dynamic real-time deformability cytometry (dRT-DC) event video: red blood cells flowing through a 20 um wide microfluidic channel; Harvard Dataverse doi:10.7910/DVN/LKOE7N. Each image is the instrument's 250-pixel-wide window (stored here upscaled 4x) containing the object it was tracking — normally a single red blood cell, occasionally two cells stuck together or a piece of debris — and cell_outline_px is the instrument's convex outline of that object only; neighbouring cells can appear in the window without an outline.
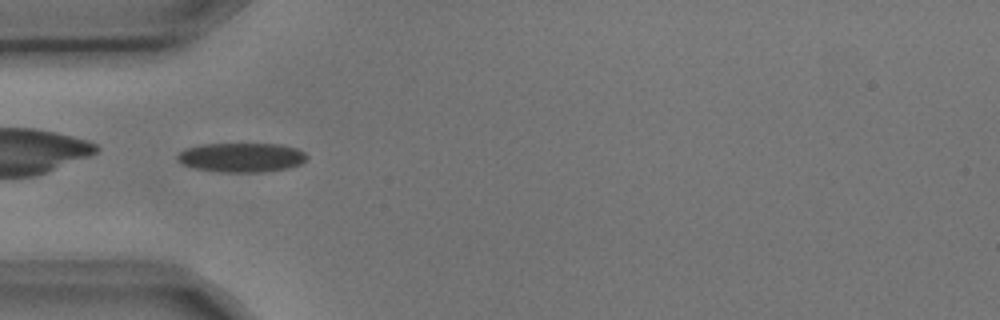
{"species": "common noctule bat (a hibernating species)", "species_latin": "Nyctalus noctula", "temperature_condition": "cold", "stored_images_in_passage": 6, "camera_frame_rate_fps": 3000, "um_per_image_px": 0.085, "animal": {"sex": "male", "body_mass_g": 17.9, "forearm_length_mm": 54.2}, "frame": {"image": 1, "passage_image": 4, "time_ms": 1.0, "image_size_px": [1000, 320], "cell_outline_px": [[308, 156], [300, 164], [288, 168], [264, 172], [224, 172], [196, 168], [184, 164], [176, 160], [176, 156], [180, 152], [188, 148], [204, 144], [280, 144], [296, 148], [304, 152]], "centroid_in_image_um": [20.55, 13.38], "position_along_channel_um": 64.5, "area_um2": 21.91}}
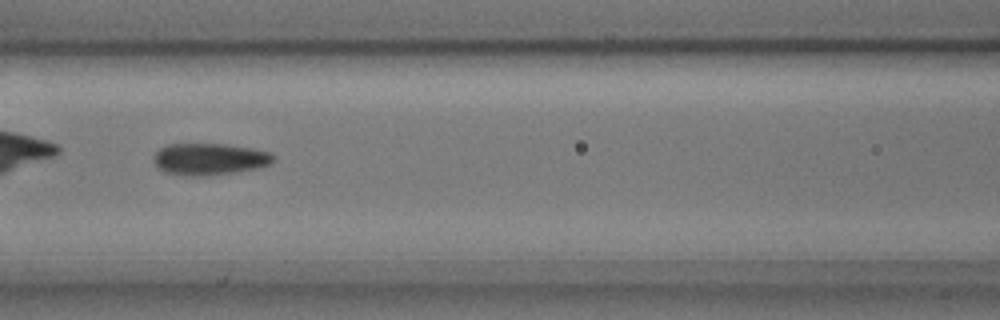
{"frame": {"image": 2, "passage_image": 6, "time_ms": 1.667, "image_size_px": [1000, 320], "cell_outline_px": [[276, 160], [272, 164], [260, 168], [236, 172], [208, 176], [184, 176], [164, 172], [152, 160], [152, 156], [160, 148], [168, 144], [224, 144], [252, 148], [268, 152], [276, 156]], "centroid_in_image_um": [17.83, 13.53], "position_along_channel_um": 148.8, "area_um2": 22.54}}